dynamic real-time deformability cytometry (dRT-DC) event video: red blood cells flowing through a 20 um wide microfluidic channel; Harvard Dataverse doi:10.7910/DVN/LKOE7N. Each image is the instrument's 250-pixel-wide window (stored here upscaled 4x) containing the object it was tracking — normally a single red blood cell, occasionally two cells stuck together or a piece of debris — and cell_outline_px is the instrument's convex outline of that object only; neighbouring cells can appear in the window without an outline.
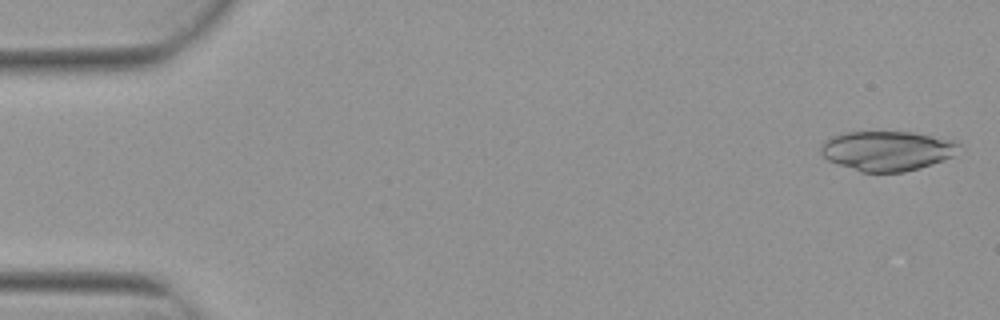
{"species": "Egyptian fruit bat (a non-hibernating species)", "species_latin": "Rousettus aegyptiacus", "temperature_condition": "warm", "stored_images_in_passage": 4, "camera_frame_rate_fps": 3000, "um_per_image_px": 0.085, "animal": {"sex": "female"}, "frame": {"image": 1, "passage_image": 1, "time_ms": 0.0, "image_size_px": [1000, 320], "cell_outline_px": [[960, 144], [952, 156], [944, 160], [920, 168], [904, 172], [860, 172], [828, 160], [820, 152], [820, 148], [832, 136], [844, 132], [912, 132], [956, 140]], "centroid_in_image_um": [75.42, 12.82], "position_along_channel_um": 9.6, "area_um2": 31.85}}
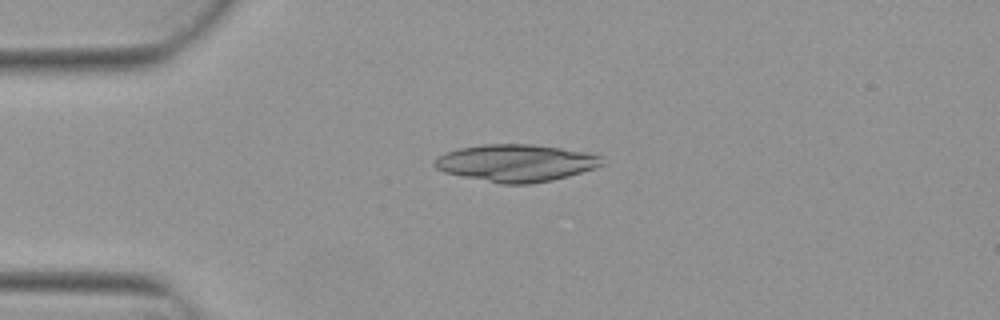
{"frame": {"image": 2, "passage_image": 4, "time_ms": 1.0, "image_size_px": [1000, 320], "cell_outline_px": [[604, 164], [596, 168], [568, 176], [552, 180], [532, 184], [500, 184], [444, 172], [436, 168], [432, 164], [440, 156], [448, 152], [460, 148], [484, 144], [532, 144], [560, 148], [584, 152], [600, 156]], "centroid_in_image_um": [43.87, 13.86], "position_along_channel_um": 41.1, "area_um2": 36.07}}